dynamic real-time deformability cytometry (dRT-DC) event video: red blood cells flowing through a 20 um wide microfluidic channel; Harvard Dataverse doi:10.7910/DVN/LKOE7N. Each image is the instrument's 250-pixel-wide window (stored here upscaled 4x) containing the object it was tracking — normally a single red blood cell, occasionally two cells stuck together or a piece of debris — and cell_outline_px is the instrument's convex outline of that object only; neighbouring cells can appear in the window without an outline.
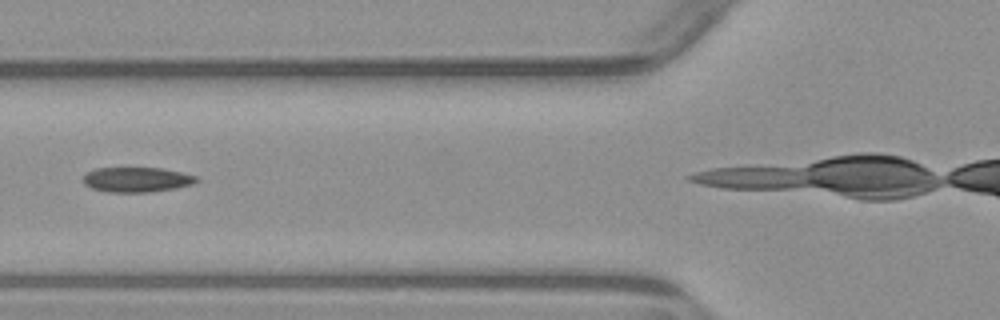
{"species": "common noctule bat (a hibernating species)", "species_latin": "Nyctalus noctula", "temperature_condition": "warm", "stored_images_in_passage": 4, "camera_frame_rate_fps": 3000, "um_per_image_px": 0.085, "animal": {"sex": "male", "body_mass_g": 23.1, "forearm_length_mm": 52.7}, "frame": {"image": 1, "passage_image": 3, "time_ms": 2.333, "image_size_px": [1000, 320], "cell_outline_px": [[200, 180], [192, 184], [176, 188], [148, 192], [108, 192], [92, 188], [84, 184], [84, 176], [88, 172], [96, 168], [160, 168], [180, 172], [196, 176]], "centroid_in_image_um": [11.63, 15.27], "position_along_channel_um": 114.2, "area_um2": 16.3}}